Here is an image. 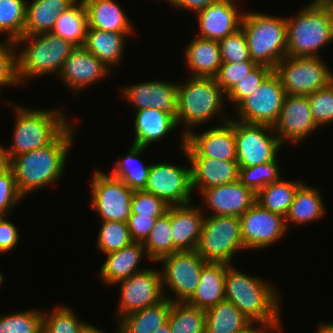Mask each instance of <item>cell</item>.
<instances>
[{
	"label": "cell",
	"instance_id": "33",
	"mask_svg": "<svg viewBox=\"0 0 333 333\" xmlns=\"http://www.w3.org/2000/svg\"><path fill=\"white\" fill-rule=\"evenodd\" d=\"M171 301L168 298L122 317L117 325L120 333H153L168 322Z\"/></svg>",
	"mask_w": 333,
	"mask_h": 333
},
{
	"label": "cell",
	"instance_id": "48",
	"mask_svg": "<svg viewBox=\"0 0 333 333\" xmlns=\"http://www.w3.org/2000/svg\"><path fill=\"white\" fill-rule=\"evenodd\" d=\"M5 40L3 43L0 42V88L4 86H22L18 75L15 42L8 39Z\"/></svg>",
	"mask_w": 333,
	"mask_h": 333
},
{
	"label": "cell",
	"instance_id": "59",
	"mask_svg": "<svg viewBox=\"0 0 333 333\" xmlns=\"http://www.w3.org/2000/svg\"><path fill=\"white\" fill-rule=\"evenodd\" d=\"M329 8L331 11V15L333 17V0H322Z\"/></svg>",
	"mask_w": 333,
	"mask_h": 333
},
{
	"label": "cell",
	"instance_id": "23",
	"mask_svg": "<svg viewBox=\"0 0 333 333\" xmlns=\"http://www.w3.org/2000/svg\"><path fill=\"white\" fill-rule=\"evenodd\" d=\"M180 141V149L191 166L193 192L196 190V193L201 194L204 190L211 187L239 180V165L237 161L219 160L209 157H188L184 149L185 137H182Z\"/></svg>",
	"mask_w": 333,
	"mask_h": 333
},
{
	"label": "cell",
	"instance_id": "19",
	"mask_svg": "<svg viewBox=\"0 0 333 333\" xmlns=\"http://www.w3.org/2000/svg\"><path fill=\"white\" fill-rule=\"evenodd\" d=\"M112 73L103 62L82 46L76 47L65 59L57 77L76 95Z\"/></svg>",
	"mask_w": 333,
	"mask_h": 333
},
{
	"label": "cell",
	"instance_id": "38",
	"mask_svg": "<svg viewBox=\"0 0 333 333\" xmlns=\"http://www.w3.org/2000/svg\"><path fill=\"white\" fill-rule=\"evenodd\" d=\"M205 310L187 302H171L168 324L171 333H205Z\"/></svg>",
	"mask_w": 333,
	"mask_h": 333
},
{
	"label": "cell",
	"instance_id": "46",
	"mask_svg": "<svg viewBox=\"0 0 333 333\" xmlns=\"http://www.w3.org/2000/svg\"><path fill=\"white\" fill-rule=\"evenodd\" d=\"M269 66L258 65L243 79L239 80L231 90L226 94V100L230 102L234 108L247 96L253 93L263 80L273 71Z\"/></svg>",
	"mask_w": 333,
	"mask_h": 333
},
{
	"label": "cell",
	"instance_id": "45",
	"mask_svg": "<svg viewBox=\"0 0 333 333\" xmlns=\"http://www.w3.org/2000/svg\"><path fill=\"white\" fill-rule=\"evenodd\" d=\"M22 198L10 164L0 161V214L8 216Z\"/></svg>",
	"mask_w": 333,
	"mask_h": 333
},
{
	"label": "cell",
	"instance_id": "56",
	"mask_svg": "<svg viewBox=\"0 0 333 333\" xmlns=\"http://www.w3.org/2000/svg\"><path fill=\"white\" fill-rule=\"evenodd\" d=\"M81 333H105V331H103L102 328L96 327L93 324L87 322L83 326ZM114 333H120L119 326H117V329Z\"/></svg>",
	"mask_w": 333,
	"mask_h": 333
},
{
	"label": "cell",
	"instance_id": "55",
	"mask_svg": "<svg viewBox=\"0 0 333 333\" xmlns=\"http://www.w3.org/2000/svg\"><path fill=\"white\" fill-rule=\"evenodd\" d=\"M251 322L246 328L238 333H274L267 325L262 323Z\"/></svg>",
	"mask_w": 333,
	"mask_h": 333
},
{
	"label": "cell",
	"instance_id": "5",
	"mask_svg": "<svg viewBox=\"0 0 333 333\" xmlns=\"http://www.w3.org/2000/svg\"><path fill=\"white\" fill-rule=\"evenodd\" d=\"M306 5L296 15L286 17L287 56L319 57V49L333 41L330 8L322 0Z\"/></svg>",
	"mask_w": 333,
	"mask_h": 333
},
{
	"label": "cell",
	"instance_id": "26",
	"mask_svg": "<svg viewBox=\"0 0 333 333\" xmlns=\"http://www.w3.org/2000/svg\"><path fill=\"white\" fill-rule=\"evenodd\" d=\"M134 141L132 144L144 148L166 138L175 127L178 128L176 119L169 113L154 109H141L134 111ZM153 143V144H152Z\"/></svg>",
	"mask_w": 333,
	"mask_h": 333
},
{
	"label": "cell",
	"instance_id": "27",
	"mask_svg": "<svg viewBox=\"0 0 333 333\" xmlns=\"http://www.w3.org/2000/svg\"><path fill=\"white\" fill-rule=\"evenodd\" d=\"M184 51V62L191 72L190 77H216L222 64L218 41L195 36Z\"/></svg>",
	"mask_w": 333,
	"mask_h": 333
},
{
	"label": "cell",
	"instance_id": "24",
	"mask_svg": "<svg viewBox=\"0 0 333 333\" xmlns=\"http://www.w3.org/2000/svg\"><path fill=\"white\" fill-rule=\"evenodd\" d=\"M204 216L201 206L195 204L170 206L174 252L196 250Z\"/></svg>",
	"mask_w": 333,
	"mask_h": 333
},
{
	"label": "cell",
	"instance_id": "31",
	"mask_svg": "<svg viewBox=\"0 0 333 333\" xmlns=\"http://www.w3.org/2000/svg\"><path fill=\"white\" fill-rule=\"evenodd\" d=\"M126 37L123 33L88 28L84 47L112 71L123 61Z\"/></svg>",
	"mask_w": 333,
	"mask_h": 333
},
{
	"label": "cell",
	"instance_id": "57",
	"mask_svg": "<svg viewBox=\"0 0 333 333\" xmlns=\"http://www.w3.org/2000/svg\"><path fill=\"white\" fill-rule=\"evenodd\" d=\"M315 333H333V323L331 322H324L320 323L318 326V330Z\"/></svg>",
	"mask_w": 333,
	"mask_h": 333
},
{
	"label": "cell",
	"instance_id": "54",
	"mask_svg": "<svg viewBox=\"0 0 333 333\" xmlns=\"http://www.w3.org/2000/svg\"><path fill=\"white\" fill-rule=\"evenodd\" d=\"M218 0H172L170 6L197 13Z\"/></svg>",
	"mask_w": 333,
	"mask_h": 333
},
{
	"label": "cell",
	"instance_id": "17",
	"mask_svg": "<svg viewBox=\"0 0 333 333\" xmlns=\"http://www.w3.org/2000/svg\"><path fill=\"white\" fill-rule=\"evenodd\" d=\"M210 128L201 133L193 130L185 136L184 149L188 157L237 161L234 119L231 117L222 125Z\"/></svg>",
	"mask_w": 333,
	"mask_h": 333
},
{
	"label": "cell",
	"instance_id": "61",
	"mask_svg": "<svg viewBox=\"0 0 333 333\" xmlns=\"http://www.w3.org/2000/svg\"><path fill=\"white\" fill-rule=\"evenodd\" d=\"M160 1V0H159ZM162 1H166V2H168L169 4H170V2L172 1V0H162Z\"/></svg>",
	"mask_w": 333,
	"mask_h": 333
},
{
	"label": "cell",
	"instance_id": "1",
	"mask_svg": "<svg viewBox=\"0 0 333 333\" xmlns=\"http://www.w3.org/2000/svg\"><path fill=\"white\" fill-rule=\"evenodd\" d=\"M75 125L71 123L47 146L19 154L8 162L14 173L17 188L23 196L54 185L57 181L59 183L64 176L68 153L75 140Z\"/></svg>",
	"mask_w": 333,
	"mask_h": 333
},
{
	"label": "cell",
	"instance_id": "34",
	"mask_svg": "<svg viewBox=\"0 0 333 333\" xmlns=\"http://www.w3.org/2000/svg\"><path fill=\"white\" fill-rule=\"evenodd\" d=\"M146 148L132 144L127 153L113 165L110 175L120 179L131 190H144L147 184L151 164L144 165L140 155Z\"/></svg>",
	"mask_w": 333,
	"mask_h": 333
},
{
	"label": "cell",
	"instance_id": "12",
	"mask_svg": "<svg viewBox=\"0 0 333 333\" xmlns=\"http://www.w3.org/2000/svg\"><path fill=\"white\" fill-rule=\"evenodd\" d=\"M90 186V205L100 220L127 223L132 214L133 190L101 169L93 172Z\"/></svg>",
	"mask_w": 333,
	"mask_h": 333
},
{
	"label": "cell",
	"instance_id": "41",
	"mask_svg": "<svg viewBox=\"0 0 333 333\" xmlns=\"http://www.w3.org/2000/svg\"><path fill=\"white\" fill-rule=\"evenodd\" d=\"M43 310L28 309L0 315V333H42Z\"/></svg>",
	"mask_w": 333,
	"mask_h": 333
},
{
	"label": "cell",
	"instance_id": "30",
	"mask_svg": "<svg viewBox=\"0 0 333 333\" xmlns=\"http://www.w3.org/2000/svg\"><path fill=\"white\" fill-rule=\"evenodd\" d=\"M77 0H32L26 2L23 35L50 33L58 15L71 7Z\"/></svg>",
	"mask_w": 333,
	"mask_h": 333
},
{
	"label": "cell",
	"instance_id": "44",
	"mask_svg": "<svg viewBox=\"0 0 333 333\" xmlns=\"http://www.w3.org/2000/svg\"><path fill=\"white\" fill-rule=\"evenodd\" d=\"M277 159L278 157L264 164L239 168V181L257 193L266 185L281 180L283 176Z\"/></svg>",
	"mask_w": 333,
	"mask_h": 333
},
{
	"label": "cell",
	"instance_id": "49",
	"mask_svg": "<svg viewBox=\"0 0 333 333\" xmlns=\"http://www.w3.org/2000/svg\"><path fill=\"white\" fill-rule=\"evenodd\" d=\"M222 62L237 63L252 61L247 40L240 28L235 33L218 41Z\"/></svg>",
	"mask_w": 333,
	"mask_h": 333
},
{
	"label": "cell",
	"instance_id": "36",
	"mask_svg": "<svg viewBox=\"0 0 333 333\" xmlns=\"http://www.w3.org/2000/svg\"><path fill=\"white\" fill-rule=\"evenodd\" d=\"M206 312L205 333H238L251 321L231 302L223 300Z\"/></svg>",
	"mask_w": 333,
	"mask_h": 333
},
{
	"label": "cell",
	"instance_id": "25",
	"mask_svg": "<svg viewBox=\"0 0 333 333\" xmlns=\"http://www.w3.org/2000/svg\"><path fill=\"white\" fill-rule=\"evenodd\" d=\"M104 255H106V261L100 267L99 275L106 285L114 286L118 282L129 278L132 274L145 269L142 267L140 269L138 266L140 260L147 256L142 242H133L118 251Z\"/></svg>",
	"mask_w": 333,
	"mask_h": 333
},
{
	"label": "cell",
	"instance_id": "2",
	"mask_svg": "<svg viewBox=\"0 0 333 333\" xmlns=\"http://www.w3.org/2000/svg\"><path fill=\"white\" fill-rule=\"evenodd\" d=\"M272 283L243 273L229 264L225 272V300L231 302L251 322L267 325L281 333V296ZM277 330V332L275 331Z\"/></svg>",
	"mask_w": 333,
	"mask_h": 333
},
{
	"label": "cell",
	"instance_id": "47",
	"mask_svg": "<svg viewBox=\"0 0 333 333\" xmlns=\"http://www.w3.org/2000/svg\"><path fill=\"white\" fill-rule=\"evenodd\" d=\"M307 97L312 117L318 127L333 123V81Z\"/></svg>",
	"mask_w": 333,
	"mask_h": 333
},
{
	"label": "cell",
	"instance_id": "58",
	"mask_svg": "<svg viewBox=\"0 0 333 333\" xmlns=\"http://www.w3.org/2000/svg\"><path fill=\"white\" fill-rule=\"evenodd\" d=\"M153 333H171V330H170L168 322L166 324L162 325L161 327H159Z\"/></svg>",
	"mask_w": 333,
	"mask_h": 333
},
{
	"label": "cell",
	"instance_id": "35",
	"mask_svg": "<svg viewBox=\"0 0 333 333\" xmlns=\"http://www.w3.org/2000/svg\"><path fill=\"white\" fill-rule=\"evenodd\" d=\"M88 30V16L83 0L58 15L52 34L63 38L76 47L84 46Z\"/></svg>",
	"mask_w": 333,
	"mask_h": 333
},
{
	"label": "cell",
	"instance_id": "21",
	"mask_svg": "<svg viewBox=\"0 0 333 333\" xmlns=\"http://www.w3.org/2000/svg\"><path fill=\"white\" fill-rule=\"evenodd\" d=\"M200 195L204 204L202 211L210 209V215L216 216L241 217L256 202V193L239 180L211 187Z\"/></svg>",
	"mask_w": 333,
	"mask_h": 333
},
{
	"label": "cell",
	"instance_id": "53",
	"mask_svg": "<svg viewBox=\"0 0 333 333\" xmlns=\"http://www.w3.org/2000/svg\"><path fill=\"white\" fill-rule=\"evenodd\" d=\"M7 215H2L0 218V253H9L19 243V229L16 225L7 220Z\"/></svg>",
	"mask_w": 333,
	"mask_h": 333
},
{
	"label": "cell",
	"instance_id": "4",
	"mask_svg": "<svg viewBox=\"0 0 333 333\" xmlns=\"http://www.w3.org/2000/svg\"><path fill=\"white\" fill-rule=\"evenodd\" d=\"M224 97L226 94L215 78L189 76L185 81L177 82L176 122L178 126H185L182 137L188 135L196 126L199 127L214 118L219 120V124L227 122L231 116L223 114L226 113Z\"/></svg>",
	"mask_w": 333,
	"mask_h": 333
},
{
	"label": "cell",
	"instance_id": "51",
	"mask_svg": "<svg viewBox=\"0 0 333 333\" xmlns=\"http://www.w3.org/2000/svg\"><path fill=\"white\" fill-rule=\"evenodd\" d=\"M258 64L254 61L237 63L222 62L215 79L223 92L227 94L231 88L248 75Z\"/></svg>",
	"mask_w": 333,
	"mask_h": 333
},
{
	"label": "cell",
	"instance_id": "22",
	"mask_svg": "<svg viewBox=\"0 0 333 333\" xmlns=\"http://www.w3.org/2000/svg\"><path fill=\"white\" fill-rule=\"evenodd\" d=\"M237 0H218L197 12L198 37L219 41L241 28L244 11L237 7Z\"/></svg>",
	"mask_w": 333,
	"mask_h": 333
},
{
	"label": "cell",
	"instance_id": "60",
	"mask_svg": "<svg viewBox=\"0 0 333 333\" xmlns=\"http://www.w3.org/2000/svg\"><path fill=\"white\" fill-rule=\"evenodd\" d=\"M4 275L0 272V285L4 282Z\"/></svg>",
	"mask_w": 333,
	"mask_h": 333
},
{
	"label": "cell",
	"instance_id": "3",
	"mask_svg": "<svg viewBox=\"0 0 333 333\" xmlns=\"http://www.w3.org/2000/svg\"><path fill=\"white\" fill-rule=\"evenodd\" d=\"M4 103L13 108L16 117L10 148L0 145V158L4 162H9L19 154L47 146L71 124L60 107L47 110L28 108L8 101Z\"/></svg>",
	"mask_w": 333,
	"mask_h": 333
},
{
	"label": "cell",
	"instance_id": "10",
	"mask_svg": "<svg viewBox=\"0 0 333 333\" xmlns=\"http://www.w3.org/2000/svg\"><path fill=\"white\" fill-rule=\"evenodd\" d=\"M274 71L289 95H308L333 81V71L322 57H284Z\"/></svg>",
	"mask_w": 333,
	"mask_h": 333
},
{
	"label": "cell",
	"instance_id": "11",
	"mask_svg": "<svg viewBox=\"0 0 333 333\" xmlns=\"http://www.w3.org/2000/svg\"><path fill=\"white\" fill-rule=\"evenodd\" d=\"M285 95L280 77L273 70L253 93L234 108V113H237L232 119L273 127L279 118Z\"/></svg>",
	"mask_w": 333,
	"mask_h": 333
},
{
	"label": "cell",
	"instance_id": "14",
	"mask_svg": "<svg viewBox=\"0 0 333 333\" xmlns=\"http://www.w3.org/2000/svg\"><path fill=\"white\" fill-rule=\"evenodd\" d=\"M144 191L164 200L169 206L193 203L191 166L161 162L151 164Z\"/></svg>",
	"mask_w": 333,
	"mask_h": 333
},
{
	"label": "cell",
	"instance_id": "50",
	"mask_svg": "<svg viewBox=\"0 0 333 333\" xmlns=\"http://www.w3.org/2000/svg\"><path fill=\"white\" fill-rule=\"evenodd\" d=\"M131 207L132 214L160 218L167 213L170 206L160 197L144 190H137L133 191Z\"/></svg>",
	"mask_w": 333,
	"mask_h": 333
},
{
	"label": "cell",
	"instance_id": "28",
	"mask_svg": "<svg viewBox=\"0 0 333 333\" xmlns=\"http://www.w3.org/2000/svg\"><path fill=\"white\" fill-rule=\"evenodd\" d=\"M87 16L88 28L132 35L133 23L115 0H83Z\"/></svg>",
	"mask_w": 333,
	"mask_h": 333
},
{
	"label": "cell",
	"instance_id": "13",
	"mask_svg": "<svg viewBox=\"0 0 333 333\" xmlns=\"http://www.w3.org/2000/svg\"><path fill=\"white\" fill-rule=\"evenodd\" d=\"M234 135L239 168L273 161L284 146L268 125L248 124L234 119Z\"/></svg>",
	"mask_w": 333,
	"mask_h": 333
},
{
	"label": "cell",
	"instance_id": "6",
	"mask_svg": "<svg viewBox=\"0 0 333 333\" xmlns=\"http://www.w3.org/2000/svg\"><path fill=\"white\" fill-rule=\"evenodd\" d=\"M15 45L18 75L22 85L25 81L27 83L30 79H36L39 76L48 74L58 76L65 59L76 48L72 43L51 32L23 35L15 41Z\"/></svg>",
	"mask_w": 333,
	"mask_h": 333
},
{
	"label": "cell",
	"instance_id": "37",
	"mask_svg": "<svg viewBox=\"0 0 333 333\" xmlns=\"http://www.w3.org/2000/svg\"><path fill=\"white\" fill-rule=\"evenodd\" d=\"M302 180H285L266 185L256 193V203L271 212L286 216Z\"/></svg>",
	"mask_w": 333,
	"mask_h": 333
},
{
	"label": "cell",
	"instance_id": "16",
	"mask_svg": "<svg viewBox=\"0 0 333 333\" xmlns=\"http://www.w3.org/2000/svg\"><path fill=\"white\" fill-rule=\"evenodd\" d=\"M241 235L247 250L268 248L288 231L285 217L254 203L241 217Z\"/></svg>",
	"mask_w": 333,
	"mask_h": 333
},
{
	"label": "cell",
	"instance_id": "29",
	"mask_svg": "<svg viewBox=\"0 0 333 333\" xmlns=\"http://www.w3.org/2000/svg\"><path fill=\"white\" fill-rule=\"evenodd\" d=\"M228 265L222 262H206L196 292L187 303L206 311L225 300V272Z\"/></svg>",
	"mask_w": 333,
	"mask_h": 333
},
{
	"label": "cell",
	"instance_id": "18",
	"mask_svg": "<svg viewBox=\"0 0 333 333\" xmlns=\"http://www.w3.org/2000/svg\"><path fill=\"white\" fill-rule=\"evenodd\" d=\"M318 128L310 110L307 95H289L284 97L279 118L273 126L280 142L296 144L311 136Z\"/></svg>",
	"mask_w": 333,
	"mask_h": 333
},
{
	"label": "cell",
	"instance_id": "7",
	"mask_svg": "<svg viewBox=\"0 0 333 333\" xmlns=\"http://www.w3.org/2000/svg\"><path fill=\"white\" fill-rule=\"evenodd\" d=\"M241 29L247 40L251 60L258 65L275 69L287 56L286 17L246 11Z\"/></svg>",
	"mask_w": 333,
	"mask_h": 333
},
{
	"label": "cell",
	"instance_id": "9",
	"mask_svg": "<svg viewBox=\"0 0 333 333\" xmlns=\"http://www.w3.org/2000/svg\"><path fill=\"white\" fill-rule=\"evenodd\" d=\"M159 262L162 264L163 291L170 290V294L174 295L170 297L169 293L164 292L165 298L171 302H188L196 292L206 261L196 250H192L174 252Z\"/></svg>",
	"mask_w": 333,
	"mask_h": 333
},
{
	"label": "cell",
	"instance_id": "42",
	"mask_svg": "<svg viewBox=\"0 0 333 333\" xmlns=\"http://www.w3.org/2000/svg\"><path fill=\"white\" fill-rule=\"evenodd\" d=\"M86 323L79 320L73 309L57 304L50 312L43 311L42 333H81Z\"/></svg>",
	"mask_w": 333,
	"mask_h": 333
},
{
	"label": "cell",
	"instance_id": "20",
	"mask_svg": "<svg viewBox=\"0 0 333 333\" xmlns=\"http://www.w3.org/2000/svg\"><path fill=\"white\" fill-rule=\"evenodd\" d=\"M125 98L134 110L154 108L165 111L177 119V82L153 80L127 85L121 88Z\"/></svg>",
	"mask_w": 333,
	"mask_h": 333
},
{
	"label": "cell",
	"instance_id": "39",
	"mask_svg": "<svg viewBox=\"0 0 333 333\" xmlns=\"http://www.w3.org/2000/svg\"><path fill=\"white\" fill-rule=\"evenodd\" d=\"M147 259L156 263L165 256L174 253L171 231L170 207L167 213L156 220L149 237L143 243Z\"/></svg>",
	"mask_w": 333,
	"mask_h": 333
},
{
	"label": "cell",
	"instance_id": "15",
	"mask_svg": "<svg viewBox=\"0 0 333 333\" xmlns=\"http://www.w3.org/2000/svg\"><path fill=\"white\" fill-rule=\"evenodd\" d=\"M120 285L117 322L125 315L155 305L165 299L161 272L145 268L117 283Z\"/></svg>",
	"mask_w": 333,
	"mask_h": 333
},
{
	"label": "cell",
	"instance_id": "52",
	"mask_svg": "<svg viewBox=\"0 0 333 333\" xmlns=\"http://www.w3.org/2000/svg\"><path fill=\"white\" fill-rule=\"evenodd\" d=\"M158 218H150L149 216H138L131 214L128 218L127 225L134 242H142L149 237L153 226Z\"/></svg>",
	"mask_w": 333,
	"mask_h": 333
},
{
	"label": "cell",
	"instance_id": "40",
	"mask_svg": "<svg viewBox=\"0 0 333 333\" xmlns=\"http://www.w3.org/2000/svg\"><path fill=\"white\" fill-rule=\"evenodd\" d=\"M26 2V0H0V35L6 34V39L15 42L23 36Z\"/></svg>",
	"mask_w": 333,
	"mask_h": 333
},
{
	"label": "cell",
	"instance_id": "8",
	"mask_svg": "<svg viewBox=\"0 0 333 333\" xmlns=\"http://www.w3.org/2000/svg\"><path fill=\"white\" fill-rule=\"evenodd\" d=\"M207 215L196 251L206 262L233 264L236 252L245 249L240 217Z\"/></svg>",
	"mask_w": 333,
	"mask_h": 333
},
{
	"label": "cell",
	"instance_id": "32",
	"mask_svg": "<svg viewBox=\"0 0 333 333\" xmlns=\"http://www.w3.org/2000/svg\"><path fill=\"white\" fill-rule=\"evenodd\" d=\"M303 183L297 190L289 211L285 216V222L302 226L324 218L326 208L322 199L321 191L316 187L307 186Z\"/></svg>",
	"mask_w": 333,
	"mask_h": 333
},
{
	"label": "cell",
	"instance_id": "43",
	"mask_svg": "<svg viewBox=\"0 0 333 333\" xmlns=\"http://www.w3.org/2000/svg\"><path fill=\"white\" fill-rule=\"evenodd\" d=\"M102 224L97 236L96 245L103 254L118 251L132 244L131 234L126 222L100 221Z\"/></svg>",
	"mask_w": 333,
	"mask_h": 333
}]
</instances>
